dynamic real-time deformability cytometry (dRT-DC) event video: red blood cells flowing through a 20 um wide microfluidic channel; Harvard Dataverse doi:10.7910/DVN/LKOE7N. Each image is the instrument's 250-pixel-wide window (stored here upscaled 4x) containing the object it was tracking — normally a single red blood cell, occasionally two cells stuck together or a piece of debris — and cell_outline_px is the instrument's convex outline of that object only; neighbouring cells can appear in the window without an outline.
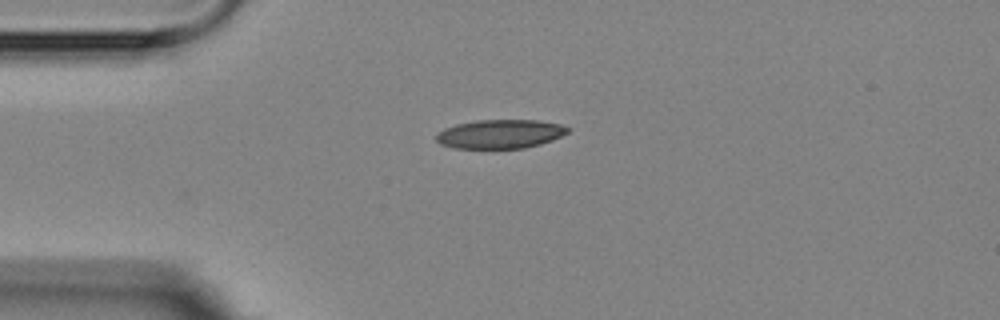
{"species": "Egyptian fruit bat (a non-hibernating species)", "species_latin": "Rousettus aegyptiacus", "temperature_condition": "room temperature", "stored_images_in_passage": 3, "camera_frame_rate_fps": 3000, "um_per_image_px": 0.085, "animal": {"sex": "female"}, "frame": {"image": 1, "passage_image": 3, "time_ms": 2.667, "image_size_px": [1000, 320], "cell_outline_px": [[572, 128], [568, 132], [552, 140], [540, 144], [524, 148], [452, 148], [440, 144], [436, 140], [436, 132], [444, 128], [456, 124], [476, 120], [540, 120], [560, 124]], "centroid_in_image_um": [42.5, 11.38], "position_along_channel_um": 42.5, "area_um2": 22.31}}